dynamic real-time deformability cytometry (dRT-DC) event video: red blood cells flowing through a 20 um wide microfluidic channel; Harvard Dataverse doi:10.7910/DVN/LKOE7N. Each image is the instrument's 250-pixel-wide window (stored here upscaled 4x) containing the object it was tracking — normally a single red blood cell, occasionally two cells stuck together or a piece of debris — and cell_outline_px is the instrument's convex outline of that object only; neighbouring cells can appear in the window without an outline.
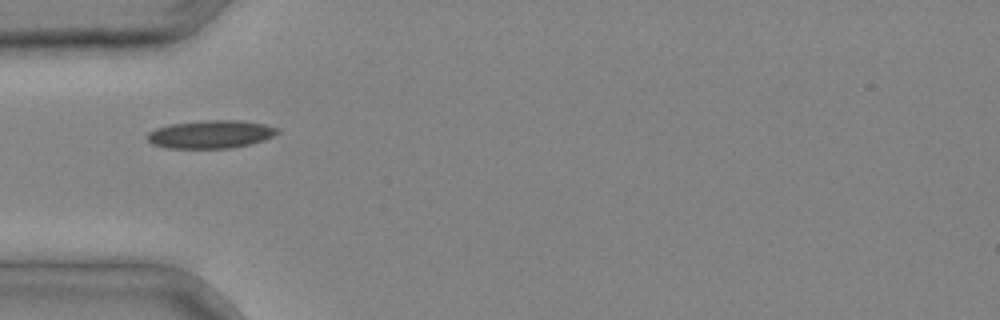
{"species": "common noctule bat (a hibernating species)", "species_latin": "Nyctalus noctula", "temperature_condition": "cold", "stored_images_in_passage": 1, "camera_frame_rate_fps": 3000, "um_per_image_px": 0.085, "animal": {"sex": "male", "body_mass_g": 20.4}, "frame": {"image": 1, "passage_image": 1, "time_ms": 0.0, "image_size_px": [1000, 320], "cell_outline_px": [[280, 132], [264, 140], [252, 144], [232, 148], [168, 148], [152, 144], [148, 140], [148, 132], [156, 128], [168, 124], [200, 120], [240, 120], [264, 124], [280, 128]], "centroid_in_image_um": [17.93, 11.4], "position_along_channel_um": 67.1, "area_um2": 21.5}}